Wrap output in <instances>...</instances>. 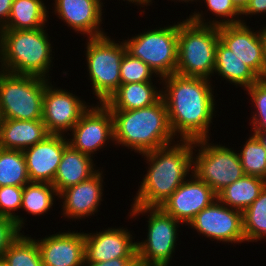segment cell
I'll return each mask as SVG.
<instances>
[{
  "label": "cell",
  "instance_id": "6da1fadb",
  "mask_svg": "<svg viewBox=\"0 0 266 266\" xmlns=\"http://www.w3.org/2000/svg\"><path fill=\"white\" fill-rule=\"evenodd\" d=\"M158 80L164 86L161 88V98L165 102L169 124L177 140L210 138L209 129L216 116L212 80L176 73Z\"/></svg>",
  "mask_w": 266,
  "mask_h": 266
},
{
  "label": "cell",
  "instance_id": "7a4b0ae2",
  "mask_svg": "<svg viewBox=\"0 0 266 266\" xmlns=\"http://www.w3.org/2000/svg\"><path fill=\"white\" fill-rule=\"evenodd\" d=\"M193 150L194 141L178 140L141 154L150 166L130 206L160 207L191 175Z\"/></svg>",
  "mask_w": 266,
  "mask_h": 266
},
{
  "label": "cell",
  "instance_id": "3957f363",
  "mask_svg": "<svg viewBox=\"0 0 266 266\" xmlns=\"http://www.w3.org/2000/svg\"><path fill=\"white\" fill-rule=\"evenodd\" d=\"M110 111L113 117V144L117 146H125L141 155L176 142L162 98L149 107Z\"/></svg>",
  "mask_w": 266,
  "mask_h": 266
},
{
  "label": "cell",
  "instance_id": "277c9868",
  "mask_svg": "<svg viewBox=\"0 0 266 266\" xmlns=\"http://www.w3.org/2000/svg\"><path fill=\"white\" fill-rule=\"evenodd\" d=\"M44 28L47 27L35 30L1 29L0 70L50 79L54 49Z\"/></svg>",
  "mask_w": 266,
  "mask_h": 266
},
{
  "label": "cell",
  "instance_id": "5b68a950",
  "mask_svg": "<svg viewBox=\"0 0 266 266\" xmlns=\"http://www.w3.org/2000/svg\"><path fill=\"white\" fill-rule=\"evenodd\" d=\"M183 20L178 22L177 69L175 73L185 77H200L210 80L214 73L219 27L200 25L188 18Z\"/></svg>",
  "mask_w": 266,
  "mask_h": 266
},
{
  "label": "cell",
  "instance_id": "8992f818",
  "mask_svg": "<svg viewBox=\"0 0 266 266\" xmlns=\"http://www.w3.org/2000/svg\"><path fill=\"white\" fill-rule=\"evenodd\" d=\"M50 79L0 70V112L3 119L42 120L43 97Z\"/></svg>",
  "mask_w": 266,
  "mask_h": 266
},
{
  "label": "cell",
  "instance_id": "52a82bcc",
  "mask_svg": "<svg viewBox=\"0 0 266 266\" xmlns=\"http://www.w3.org/2000/svg\"><path fill=\"white\" fill-rule=\"evenodd\" d=\"M85 46L92 92L99 103H105L121 84L120 66L126 46L123 41L115 42L107 35L88 38Z\"/></svg>",
  "mask_w": 266,
  "mask_h": 266
},
{
  "label": "cell",
  "instance_id": "ba28073f",
  "mask_svg": "<svg viewBox=\"0 0 266 266\" xmlns=\"http://www.w3.org/2000/svg\"><path fill=\"white\" fill-rule=\"evenodd\" d=\"M129 213L130 218L148 213L147 238L137 241V259L155 266H169L182 223L161 207L131 206Z\"/></svg>",
  "mask_w": 266,
  "mask_h": 266
},
{
  "label": "cell",
  "instance_id": "9c48e42d",
  "mask_svg": "<svg viewBox=\"0 0 266 266\" xmlns=\"http://www.w3.org/2000/svg\"><path fill=\"white\" fill-rule=\"evenodd\" d=\"M126 52L148 65L159 78L175 74L177 69L178 22L149 29L123 40Z\"/></svg>",
  "mask_w": 266,
  "mask_h": 266
},
{
  "label": "cell",
  "instance_id": "30bf717a",
  "mask_svg": "<svg viewBox=\"0 0 266 266\" xmlns=\"http://www.w3.org/2000/svg\"><path fill=\"white\" fill-rule=\"evenodd\" d=\"M209 140L194 141V148H199L193 151L192 172L218 194L245 174L235 149L209 143ZM195 151L198 153L195 154Z\"/></svg>",
  "mask_w": 266,
  "mask_h": 266
},
{
  "label": "cell",
  "instance_id": "8fae6325",
  "mask_svg": "<svg viewBox=\"0 0 266 266\" xmlns=\"http://www.w3.org/2000/svg\"><path fill=\"white\" fill-rule=\"evenodd\" d=\"M97 104L91 105L81 115L71 130V138L68 139L75 150L91 157L105 145L107 147L108 142H114L112 113L104 103Z\"/></svg>",
  "mask_w": 266,
  "mask_h": 266
},
{
  "label": "cell",
  "instance_id": "7c38bea8",
  "mask_svg": "<svg viewBox=\"0 0 266 266\" xmlns=\"http://www.w3.org/2000/svg\"><path fill=\"white\" fill-rule=\"evenodd\" d=\"M198 234L223 243H245L242 212L224 205L218 198L188 224Z\"/></svg>",
  "mask_w": 266,
  "mask_h": 266
},
{
  "label": "cell",
  "instance_id": "4fadbf2b",
  "mask_svg": "<svg viewBox=\"0 0 266 266\" xmlns=\"http://www.w3.org/2000/svg\"><path fill=\"white\" fill-rule=\"evenodd\" d=\"M76 94L57 88L50 82L44 91L43 116L49 134L65 135L79 121L81 115L90 107Z\"/></svg>",
  "mask_w": 266,
  "mask_h": 266
},
{
  "label": "cell",
  "instance_id": "5bb4252c",
  "mask_svg": "<svg viewBox=\"0 0 266 266\" xmlns=\"http://www.w3.org/2000/svg\"><path fill=\"white\" fill-rule=\"evenodd\" d=\"M189 178V179H188ZM160 206L182 225L217 199V193L193 172Z\"/></svg>",
  "mask_w": 266,
  "mask_h": 266
},
{
  "label": "cell",
  "instance_id": "9a60e30c",
  "mask_svg": "<svg viewBox=\"0 0 266 266\" xmlns=\"http://www.w3.org/2000/svg\"><path fill=\"white\" fill-rule=\"evenodd\" d=\"M84 234V262L98 263L114 258H137V242L133 240V235L127 227H108L104 231Z\"/></svg>",
  "mask_w": 266,
  "mask_h": 266
},
{
  "label": "cell",
  "instance_id": "2e32d148",
  "mask_svg": "<svg viewBox=\"0 0 266 266\" xmlns=\"http://www.w3.org/2000/svg\"><path fill=\"white\" fill-rule=\"evenodd\" d=\"M246 23L219 26V40L249 66L261 79L266 78V60L259 32Z\"/></svg>",
  "mask_w": 266,
  "mask_h": 266
},
{
  "label": "cell",
  "instance_id": "e0dca14e",
  "mask_svg": "<svg viewBox=\"0 0 266 266\" xmlns=\"http://www.w3.org/2000/svg\"><path fill=\"white\" fill-rule=\"evenodd\" d=\"M98 171L83 182L70 186L58 194L57 200L62 199V215L68 219H85L98 212L103 201V171Z\"/></svg>",
  "mask_w": 266,
  "mask_h": 266
},
{
  "label": "cell",
  "instance_id": "ac0fdd59",
  "mask_svg": "<svg viewBox=\"0 0 266 266\" xmlns=\"http://www.w3.org/2000/svg\"><path fill=\"white\" fill-rule=\"evenodd\" d=\"M37 239L43 266H83L85 261L84 232H57Z\"/></svg>",
  "mask_w": 266,
  "mask_h": 266
},
{
  "label": "cell",
  "instance_id": "d6986e66",
  "mask_svg": "<svg viewBox=\"0 0 266 266\" xmlns=\"http://www.w3.org/2000/svg\"><path fill=\"white\" fill-rule=\"evenodd\" d=\"M54 14L76 33L87 38L107 35L101 24L103 2L101 0H54Z\"/></svg>",
  "mask_w": 266,
  "mask_h": 266
},
{
  "label": "cell",
  "instance_id": "ffe728a7",
  "mask_svg": "<svg viewBox=\"0 0 266 266\" xmlns=\"http://www.w3.org/2000/svg\"><path fill=\"white\" fill-rule=\"evenodd\" d=\"M68 144L67 136L50 134L43 141L23 150L30 182L52 184Z\"/></svg>",
  "mask_w": 266,
  "mask_h": 266
},
{
  "label": "cell",
  "instance_id": "44dd1931",
  "mask_svg": "<svg viewBox=\"0 0 266 266\" xmlns=\"http://www.w3.org/2000/svg\"><path fill=\"white\" fill-rule=\"evenodd\" d=\"M50 135L42 120L3 119L0 127V147L25 150Z\"/></svg>",
  "mask_w": 266,
  "mask_h": 266
},
{
  "label": "cell",
  "instance_id": "7402d4cb",
  "mask_svg": "<svg viewBox=\"0 0 266 266\" xmlns=\"http://www.w3.org/2000/svg\"><path fill=\"white\" fill-rule=\"evenodd\" d=\"M94 157L75 150L70 144L64 148L61 161L52 185L59 194L62 190L77 185L93 176L96 170Z\"/></svg>",
  "mask_w": 266,
  "mask_h": 266
},
{
  "label": "cell",
  "instance_id": "603a6c76",
  "mask_svg": "<svg viewBox=\"0 0 266 266\" xmlns=\"http://www.w3.org/2000/svg\"><path fill=\"white\" fill-rule=\"evenodd\" d=\"M157 89L152 81L120 84L104 104L110 110H134L149 107L162 97V89Z\"/></svg>",
  "mask_w": 266,
  "mask_h": 266
},
{
  "label": "cell",
  "instance_id": "cb8c5ba5",
  "mask_svg": "<svg viewBox=\"0 0 266 266\" xmlns=\"http://www.w3.org/2000/svg\"><path fill=\"white\" fill-rule=\"evenodd\" d=\"M214 74L226 79L234 86L246 88L258 82L261 78L243 61L234 55L220 40L217 43Z\"/></svg>",
  "mask_w": 266,
  "mask_h": 266
},
{
  "label": "cell",
  "instance_id": "d4e9b609",
  "mask_svg": "<svg viewBox=\"0 0 266 266\" xmlns=\"http://www.w3.org/2000/svg\"><path fill=\"white\" fill-rule=\"evenodd\" d=\"M265 186V179L244 175L222 189L217 198L224 205L243 213L258 198Z\"/></svg>",
  "mask_w": 266,
  "mask_h": 266
},
{
  "label": "cell",
  "instance_id": "484cf974",
  "mask_svg": "<svg viewBox=\"0 0 266 266\" xmlns=\"http://www.w3.org/2000/svg\"><path fill=\"white\" fill-rule=\"evenodd\" d=\"M43 0H13L7 24L2 29L35 30L45 27L49 11Z\"/></svg>",
  "mask_w": 266,
  "mask_h": 266
},
{
  "label": "cell",
  "instance_id": "4316f807",
  "mask_svg": "<svg viewBox=\"0 0 266 266\" xmlns=\"http://www.w3.org/2000/svg\"><path fill=\"white\" fill-rule=\"evenodd\" d=\"M29 182L23 151L0 147V187H24Z\"/></svg>",
  "mask_w": 266,
  "mask_h": 266
},
{
  "label": "cell",
  "instance_id": "83f0119b",
  "mask_svg": "<svg viewBox=\"0 0 266 266\" xmlns=\"http://www.w3.org/2000/svg\"><path fill=\"white\" fill-rule=\"evenodd\" d=\"M56 196L58 193L51 183L29 182L23 187L21 209L28 214L42 216L52 209Z\"/></svg>",
  "mask_w": 266,
  "mask_h": 266
},
{
  "label": "cell",
  "instance_id": "f1b7e54d",
  "mask_svg": "<svg viewBox=\"0 0 266 266\" xmlns=\"http://www.w3.org/2000/svg\"><path fill=\"white\" fill-rule=\"evenodd\" d=\"M243 233L246 242L266 239V186L258 198L242 213Z\"/></svg>",
  "mask_w": 266,
  "mask_h": 266
},
{
  "label": "cell",
  "instance_id": "f546056e",
  "mask_svg": "<svg viewBox=\"0 0 266 266\" xmlns=\"http://www.w3.org/2000/svg\"><path fill=\"white\" fill-rule=\"evenodd\" d=\"M22 232L5 251L2 259L8 266H43L36 239Z\"/></svg>",
  "mask_w": 266,
  "mask_h": 266
},
{
  "label": "cell",
  "instance_id": "4dcf8cb0",
  "mask_svg": "<svg viewBox=\"0 0 266 266\" xmlns=\"http://www.w3.org/2000/svg\"><path fill=\"white\" fill-rule=\"evenodd\" d=\"M204 3H206L207 11L212 12L215 16L213 20L209 18L210 20L207 21L203 15V11L201 12H195L193 14H189L190 16L188 19L194 23L200 24V25H212V26H223V25H230V24H238V23H246L245 20L242 19L241 11L234 5L232 0H202ZM216 17H220L217 18ZM224 18V19H223ZM241 18V19H240ZM215 19V20H214ZM219 19V20H218Z\"/></svg>",
  "mask_w": 266,
  "mask_h": 266
},
{
  "label": "cell",
  "instance_id": "1f68e13d",
  "mask_svg": "<svg viewBox=\"0 0 266 266\" xmlns=\"http://www.w3.org/2000/svg\"><path fill=\"white\" fill-rule=\"evenodd\" d=\"M250 136L238 151L243 172L266 180V149L253 133Z\"/></svg>",
  "mask_w": 266,
  "mask_h": 266
},
{
  "label": "cell",
  "instance_id": "d6a6232c",
  "mask_svg": "<svg viewBox=\"0 0 266 266\" xmlns=\"http://www.w3.org/2000/svg\"><path fill=\"white\" fill-rule=\"evenodd\" d=\"M155 74L142 60L125 52L120 66L121 84L153 81Z\"/></svg>",
  "mask_w": 266,
  "mask_h": 266
},
{
  "label": "cell",
  "instance_id": "836d02e7",
  "mask_svg": "<svg viewBox=\"0 0 266 266\" xmlns=\"http://www.w3.org/2000/svg\"><path fill=\"white\" fill-rule=\"evenodd\" d=\"M250 96L251 103L254 107L253 115L250 121L252 124L251 131H265L266 132V78L260 79L258 82L252 84L245 89Z\"/></svg>",
  "mask_w": 266,
  "mask_h": 266
},
{
  "label": "cell",
  "instance_id": "e575fe53",
  "mask_svg": "<svg viewBox=\"0 0 266 266\" xmlns=\"http://www.w3.org/2000/svg\"><path fill=\"white\" fill-rule=\"evenodd\" d=\"M23 187L2 186L0 187V216L9 217L15 220L17 227L22 231L25 220L15 211L21 209Z\"/></svg>",
  "mask_w": 266,
  "mask_h": 266
},
{
  "label": "cell",
  "instance_id": "d590c367",
  "mask_svg": "<svg viewBox=\"0 0 266 266\" xmlns=\"http://www.w3.org/2000/svg\"><path fill=\"white\" fill-rule=\"evenodd\" d=\"M15 220L9 217L0 216V259L8 247L21 234Z\"/></svg>",
  "mask_w": 266,
  "mask_h": 266
},
{
  "label": "cell",
  "instance_id": "8d00e7d4",
  "mask_svg": "<svg viewBox=\"0 0 266 266\" xmlns=\"http://www.w3.org/2000/svg\"><path fill=\"white\" fill-rule=\"evenodd\" d=\"M262 13H266V0H249L241 15H245V17L251 15L252 17Z\"/></svg>",
  "mask_w": 266,
  "mask_h": 266
},
{
  "label": "cell",
  "instance_id": "74e56055",
  "mask_svg": "<svg viewBox=\"0 0 266 266\" xmlns=\"http://www.w3.org/2000/svg\"><path fill=\"white\" fill-rule=\"evenodd\" d=\"M137 258H114L105 262H84L83 266H131Z\"/></svg>",
  "mask_w": 266,
  "mask_h": 266
},
{
  "label": "cell",
  "instance_id": "f35d334b",
  "mask_svg": "<svg viewBox=\"0 0 266 266\" xmlns=\"http://www.w3.org/2000/svg\"><path fill=\"white\" fill-rule=\"evenodd\" d=\"M13 0H0V30L7 24Z\"/></svg>",
  "mask_w": 266,
  "mask_h": 266
},
{
  "label": "cell",
  "instance_id": "ab89813d",
  "mask_svg": "<svg viewBox=\"0 0 266 266\" xmlns=\"http://www.w3.org/2000/svg\"><path fill=\"white\" fill-rule=\"evenodd\" d=\"M259 35L263 45V54L266 60V26L262 27L259 31Z\"/></svg>",
  "mask_w": 266,
  "mask_h": 266
},
{
  "label": "cell",
  "instance_id": "60d3db41",
  "mask_svg": "<svg viewBox=\"0 0 266 266\" xmlns=\"http://www.w3.org/2000/svg\"><path fill=\"white\" fill-rule=\"evenodd\" d=\"M251 132H253V134L256 136L259 142L266 149V132L265 131H251Z\"/></svg>",
  "mask_w": 266,
  "mask_h": 266
},
{
  "label": "cell",
  "instance_id": "b9f144b4",
  "mask_svg": "<svg viewBox=\"0 0 266 266\" xmlns=\"http://www.w3.org/2000/svg\"><path fill=\"white\" fill-rule=\"evenodd\" d=\"M232 2L242 12L247 6L249 0H232Z\"/></svg>",
  "mask_w": 266,
  "mask_h": 266
},
{
  "label": "cell",
  "instance_id": "7bdbcfd3",
  "mask_svg": "<svg viewBox=\"0 0 266 266\" xmlns=\"http://www.w3.org/2000/svg\"><path fill=\"white\" fill-rule=\"evenodd\" d=\"M131 266H155V265H152V264H148L146 262H143V261H140L138 259H136L132 264Z\"/></svg>",
  "mask_w": 266,
  "mask_h": 266
},
{
  "label": "cell",
  "instance_id": "ee69618b",
  "mask_svg": "<svg viewBox=\"0 0 266 266\" xmlns=\"http://www.w3.org/2000/svg\"><path fill=\"white\" fill-rule=\"evenodd\" d=\"M151 4H152V0H138V6L144 7V9H145V6L147 7L148 5H151Z\"/></svg>",
  "mask_w": 266,
  "mask_h": 266
},
{
  "label": "cell",
  "instance_id": "f6af8a7d",
  "mask_svg": "<svg viewBox=\"0 0 266 266\" xmlns=\"http://www.w3.org/2000/svg\"><path fill=\"white\" fill-rule=\"evenodd\" d=\"M123 1H125V0H123ZM126 1H127L128 3L130 2V3H132V4L138 6V0H126Z\"/></svg>",
  "mask_w": 266,
  "mask_h": 266
},
{
  "label": "cell",
  "instance_id": "bcb514c9",
  "mask_svg": "<svg viewBox=\"0 0 266 266\" xmlns=\"http://www.w3.org/2000/svg\"><path fill=\"white\" fill-rule=\"evenodd\" d=\"M171 1H176V2H177V1H179V2H183V1H184V2H186V3H187V2L189 3V1H190V2H194V1L196 2L197 0H171ZM198 1H199V0H198ZM200 1H201V0H200Z\"/></svg>",
  "mask_w": 266,
  "mask_h": 266
},
{
  "label": "cell",
  "instance_id": "7dc6e473",
  "mask_svg": "<svg viewBox=\"0 0 266 266\" xmlns=\"http://www.w3.org/2000/svg\"><path fill=\"white\" fill-rule=\"evenodd\" d=\"M0 266H8L3 259H0Z\"/></svg>",
  "mask_w": 266,
  "mask_h": 266
},
{
  "label": "cell",
  "instance_id": "c3c4849f",
  "mask_svg": "<svg viewBox=\"0 0 266 266\" xmlns=\"http://www.w3.org/2000/svg\"><path fill=\"white\" fill-rule=\"evenodd\" d=\"M2 120H3V118H2V114H1V112H0V127H1V124H2Z\"/></svg>",
  "mask_w": 266,
  "mask_h": 266
}]
</instances>
